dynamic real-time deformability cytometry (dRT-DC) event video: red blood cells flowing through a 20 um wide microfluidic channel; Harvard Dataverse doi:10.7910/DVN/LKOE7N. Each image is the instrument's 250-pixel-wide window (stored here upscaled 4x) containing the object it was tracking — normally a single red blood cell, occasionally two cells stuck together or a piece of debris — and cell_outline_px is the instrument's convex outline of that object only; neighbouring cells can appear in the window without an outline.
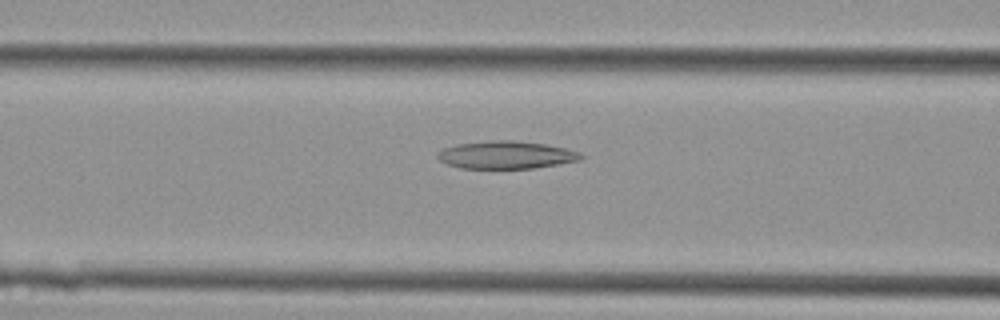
{"species": "Egyptian fruit bat (a non-hibernating species)", "species_latin": "Rousettus aegyptiacus", "temperature_condition": "cold", "stored_images_in_passage": 13, "camera_frame_rate_fps": 3000, "um_per_image_px": 0.085, "animal": {"sex": "female"}, "frame": {"image": 1, "passage_image": 11, "time_ms": 3.333, "image_size_px": [1000, 320], "cell_outline_px": [[584, 156], [580, 160], [560, 164], [532, 168], [460, 168], [448, 164], [440, 160], [436, 156], [436, 152], [444, 148], [456, 144], [492, 140], [512, 140], [544, 144], [564, 148], [580, 152]], "centroid_in_image_um": [43.0, 13.16], "position_along_channel_um": 123.6, "area_um2": 23.06}}